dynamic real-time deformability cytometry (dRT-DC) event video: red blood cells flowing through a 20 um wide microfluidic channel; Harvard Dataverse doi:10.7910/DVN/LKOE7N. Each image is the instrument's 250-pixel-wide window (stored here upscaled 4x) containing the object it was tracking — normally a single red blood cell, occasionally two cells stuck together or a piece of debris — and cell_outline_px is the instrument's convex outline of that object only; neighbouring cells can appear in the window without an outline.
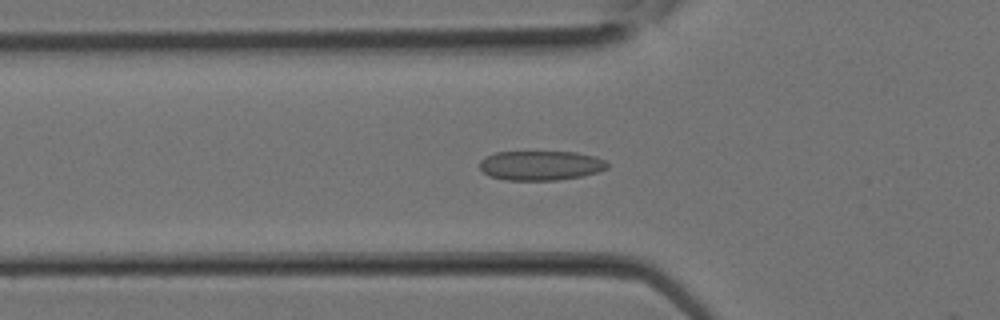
{"species": "Egyptian fruit bat (a non-hibernating species)", "species_latin": "Rousettus aegyptiacus", "temperature_condition": "room temperature", "stored_images_in_passage": 6, "camera_frame_rate_fps": 3000, "um_per_image_px": 0.085, "animal": {"sex": "female"}, "frame": {"image": 1, "passage_image": 5, "time_ms": 1.333, "image_size_px": [1000, 320], "cell_outline_px": [[608, 168], [596, 172], [580, 176], [556, 180], [504, 180], [488, 176], [480, 168], [480, 160], [484, 156], [496, 152], [576, 152], [596, 156], [604, 160], [608, 164]], "centroid_in_image_um": [45.92, 14.06], "position_along_channel_um": 79.9, "area_um2": 22.02}}